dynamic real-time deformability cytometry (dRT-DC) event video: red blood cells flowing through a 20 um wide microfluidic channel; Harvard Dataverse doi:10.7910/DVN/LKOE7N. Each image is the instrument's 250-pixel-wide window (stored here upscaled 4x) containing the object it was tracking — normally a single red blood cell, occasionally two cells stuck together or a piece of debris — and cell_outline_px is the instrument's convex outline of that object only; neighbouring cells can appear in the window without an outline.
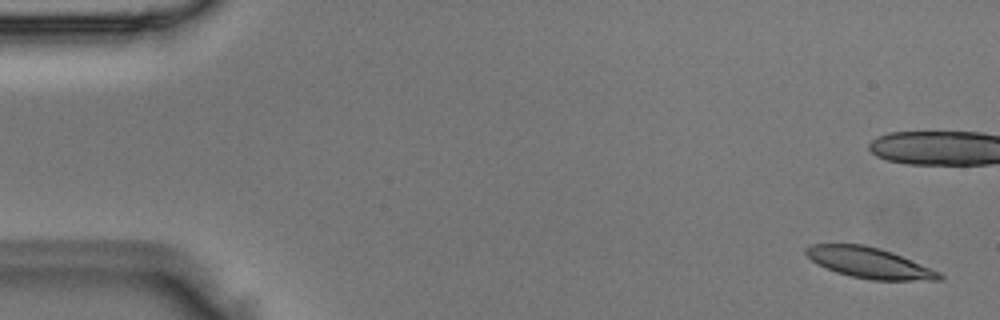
{"species": "Egyptian fruit bat (a non-hibernating species)", "species_latin": "Rousettus aegyptiacus", "temperature_condition": "room temperature", "stored_images_in_passage": 7, "camera_frame_rate_fps": 3000, "um_per_image_px": 0.085, "animal": {"sex": "male"}, "frame": {"image": 1, "passage_image": 1, "time_ms": 0.0, "image_size_px": [1000, 320], "cell_outline_px": [[944, 276], [940, 280], [872, 280], [852, 276], [836, 272], [816, 264], [804, 252], [804, 248], [812, 244], [864, 244], [880, 248], [892, 252], [940, 272]], "centroid_in_image_um": [73.87, 22.33], "position_along_channel_um": 11.1, "area_um2": 23.76}}
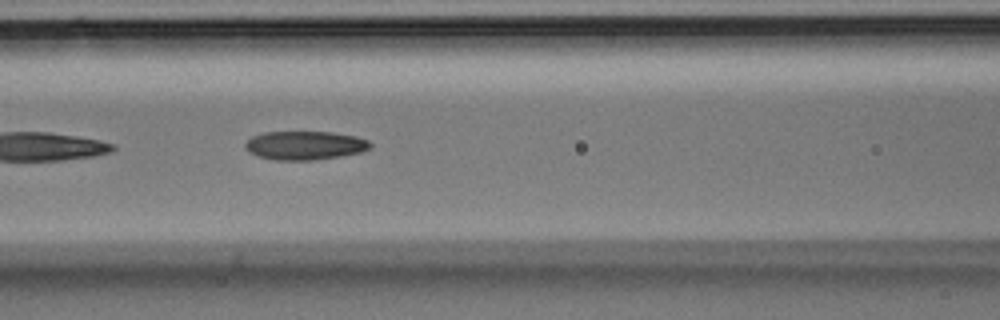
{"frame": {"image": 2, "passage_image": 7, "time_ms": 2.0, "image_size_px": [1000, 320], "cell_outline_px": [[372, 148], [360, 152], [340, 156], [316, 160], [276, 160], [260, 156], [248, 152], [244, 148], [244, 144], [252, 136], [264, 132], [332, 132], [356, 136], [368, 140], [372, 144]], "centroid_in_image_um": [25.92, 12.36], "position_along_channel_um": 140.7, "area_um2": 20.98}}